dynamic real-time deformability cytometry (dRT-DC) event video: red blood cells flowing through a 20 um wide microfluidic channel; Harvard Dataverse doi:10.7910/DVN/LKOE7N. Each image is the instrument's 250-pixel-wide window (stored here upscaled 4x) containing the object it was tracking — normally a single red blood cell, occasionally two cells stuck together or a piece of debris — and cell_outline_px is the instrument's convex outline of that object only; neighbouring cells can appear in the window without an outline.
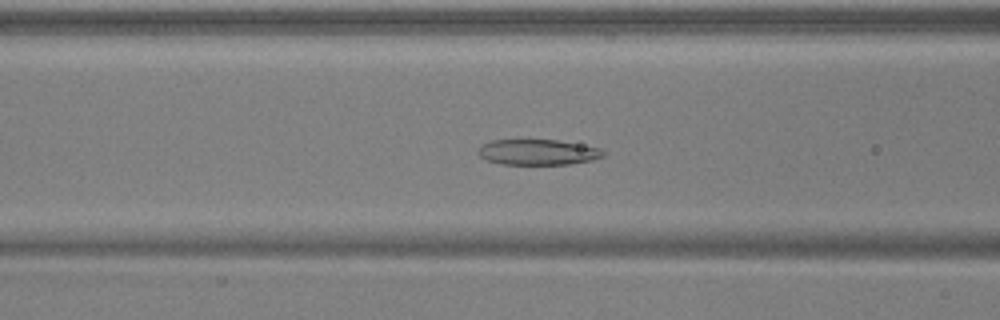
{"species": "common noctule bat (a hibernating species)", "species_latin": "Nyctalus noctula", "temperature_condition": "warm", "stored_images_in_passage": 52, "camera_frame_rate_fps": 3000, "um_per_image_px": 0.085, "animal": {"sex": "male", "body_mass_g": 17.9, "forearm_length_mm": 54.2}, "frame": {"image": 1, "passage_image": 22, "time_ms": 7.0, "image_size_px": [1000, 320], "cell_outline_px": [[608, 152], [604, 156], [592, 160], [568, 164], [500, 164], [488, 160], [480, 156], [476, 152], [484, 144], [492, 140], [556, 140], [600, 148]], "centroid_in_image_um": [45.74, 12.94], "position_along_channel_um": 120.9, "area_um2": 18.5}}
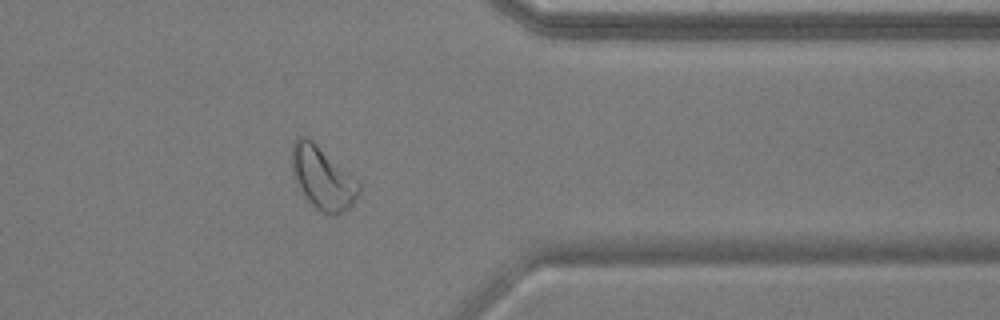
{"frame": {"image": 2, "passage_image": 43, "time_ms": 14.0, "image_size_px": [1000, 320], "cell_outline_px": [[360, 192], [352, 204], [344, 212], [336, 216], [332, 216], [320, 212], [304, 196], [296, 184], [292, 172], [292, 144], [296, 136], [308, 136], [352, 176], [360, 184]], "centroid_in_image_um": [27.39, 15.14], "position_along_channel_um": 384.0, "area_um2": 24.51}}
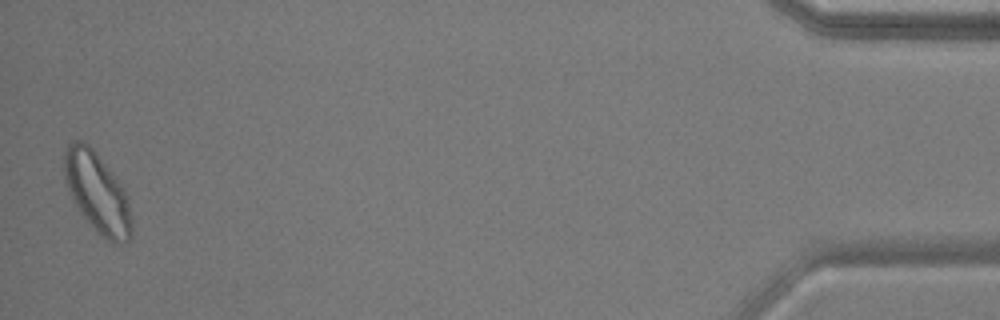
{"frame": {"image": 3, "passage_image": 52, "time_ms": 17.0, "image_size_px": [1000, 320], "cell_outline_px": [[132, 232], [128, 240], [124, 244], [116, 244], [108, 240], [96, 232], [80, 212], [68, 188], [64, 176], [64, 152], [68, 144], [72, 140], [84, 140], [96, 152], [120, 184], [128, 196], [132, 224]], "centroid_in_image_um": [8.27, 16.38], "position_along_channel_um": 426.9, "area_um2": 31.27}, "authors_computed_cell_mechanics": {"area_um2": 22.1952, "velocity_mm_per_s": 3.9047, "shape_relaxation_time_tau1_ms": null, "shape_relaxation_time_tau2_ms": 4.1382, "deformation_change_tau1": null, "deformation_change_tau2": 0.1123}}